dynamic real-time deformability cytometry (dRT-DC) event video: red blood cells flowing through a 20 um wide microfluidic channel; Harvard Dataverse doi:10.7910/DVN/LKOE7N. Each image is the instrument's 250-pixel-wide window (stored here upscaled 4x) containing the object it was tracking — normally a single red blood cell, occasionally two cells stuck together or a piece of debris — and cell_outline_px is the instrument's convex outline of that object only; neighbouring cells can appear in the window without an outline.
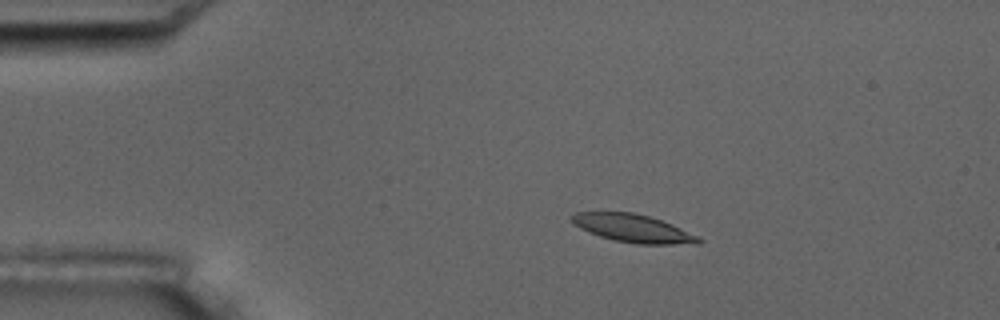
{"species": "common noctule bat (a hibernating species)", "species_latin": "Nyctalus noctula", "temperature_condition": "room temperature", "stored_images_in_passage": 4, "camera_frame_rate_fps": 3000, "um_per_image_px": 0.085, "animal": {"sex": "male", "body_mass_g": 17.5, "forearm_length_mm": 52.3}, "frame": {"image": 1, "passage_image": 1, "time_ms": 0.0, "image_size_px": [1000, 320], "cell_outline_px": [[704, 240], [700, 244], [636, 244], [616, 240], [600, 236], [588, 232], [580, 228], [572, 220], [572, 216], [576, 212], [632, 212], [648, 216], [672, 224], [700, 236]], "centroid_in_image_um": [53.89, 19.42], "position_along_channel_um": 31.1, "area_um2": 20.58}}